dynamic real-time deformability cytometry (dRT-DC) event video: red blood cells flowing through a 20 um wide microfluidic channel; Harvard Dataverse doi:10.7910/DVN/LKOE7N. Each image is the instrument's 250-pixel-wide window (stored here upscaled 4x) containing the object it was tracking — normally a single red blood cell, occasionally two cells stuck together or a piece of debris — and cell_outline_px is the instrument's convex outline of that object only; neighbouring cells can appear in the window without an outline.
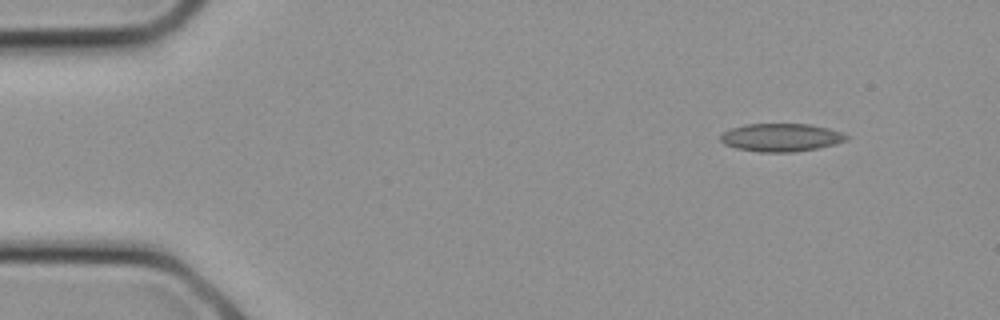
{"species": "common noctule bat (a hibernating species)", "species_latin": "Nyctalus noctula", "temperature_condition": "cold", "stored_images_in_passage": 15, "camera_frame_rate_fps": 3000, "um_per_image_px": 0.085, "animal": {"sex": "female", "body_mass_g": 21.9}, "frame": {"image": 1, "passage_image": 1, "time_ms": 0.0, "image_size_px": [1000, 320], "cell_outline_px": [[848, 140], [836, 144], [820, 148], [792, 152], [756, 152], [736, 148], [724, 144], [720, 140], [720, 136], [724, 132], [732, 128], [748, 124], [808, 124], [828, 128], [840, 132], [848, 136]], "centroid_in_image_um": [66.4, 11.69], "position_along_channel_um": 18.6, "area_um2": 20.58}}
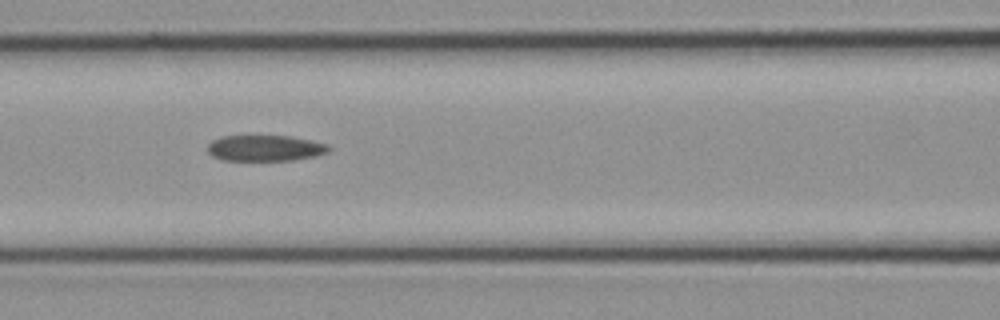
{"frame": {"image": 2, "passage_image": 9, "time_ms": 2.667, "image_size_px": [1000, 320], "cell_outline_px": [[332, 148], [328, 152], [316, 156], [292, 160], [220, 160], [212, 156], [208, 152], [208, 144], [212, 140], [220, 136], [292, 136], [328, 144]], "centroid_in_image_um": [22.54, 12.59], "position_along_channel_um": 144.1, "area_um2": 18.44}}
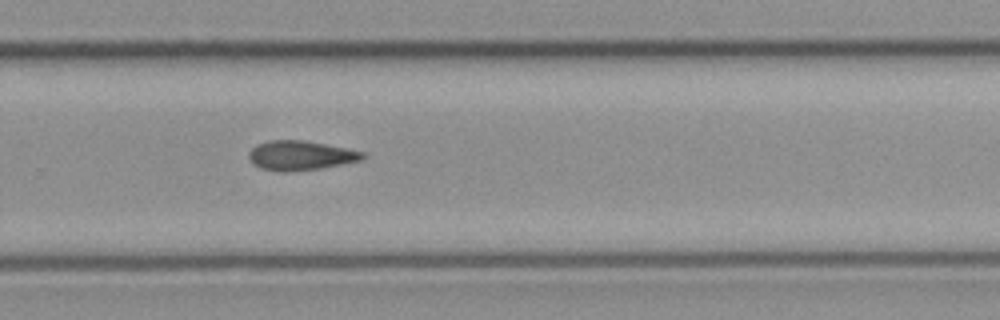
{"frame": {"image": 3, "passage_image": 15, "time_ms": 4.667, "image_size_px": [1000, 320], "cell_outline_px": [[368, 156], [364, 160], [320, 168], [288, 172], [284, 172], [260, 168], [252, 164], [248, 156], [248, 152], [256, 144], [268, 140], [304, 140], [348, 148], [364, 152]], "centroid_in_image_um": [25.56, 13.21], "position_along_channel_um": 304.2, "area_um2": 19.83}}